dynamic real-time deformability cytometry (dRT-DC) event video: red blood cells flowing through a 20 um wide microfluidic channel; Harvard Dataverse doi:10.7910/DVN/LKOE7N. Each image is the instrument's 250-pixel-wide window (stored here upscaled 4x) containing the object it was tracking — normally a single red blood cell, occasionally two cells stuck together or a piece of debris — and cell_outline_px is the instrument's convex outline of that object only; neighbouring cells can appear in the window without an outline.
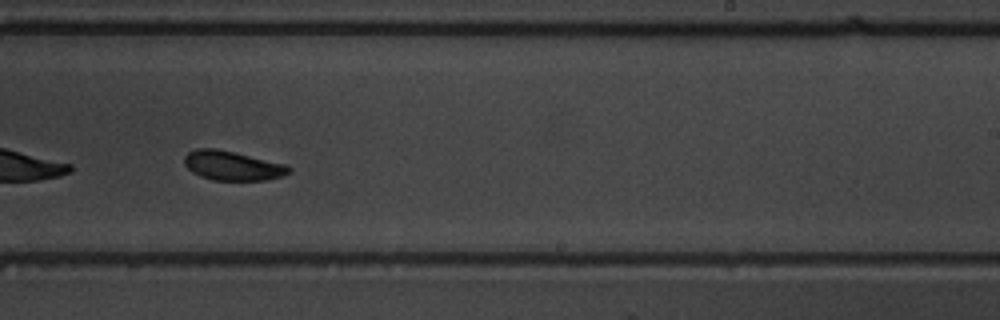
{"species": "common noctule bat (a hibernating species)", "species_latin": "Nyctalus noctula", "temperature_condition": "warm", "stored_images_in_passage": 46, "camera_frame_rate_fps": 3000, "um_per_image_px": 0.085, "animal": {"sex": "male", "body_mass_g": 19.5, "forearm_length_mm": 54.6}, "frame": {"image": 1, "passage_image": 27, "time_ms": 8.667, "image_size_px": [1000, 320], "cell_outline_px": [[292, 172], [284, 176], [268, 180], [212, 180], [200, 176], [192, 172], [184, 164], [184, 156], [188, 152], [196, 148], [216, 148], [284, 164], [292, 168]], "centroid_in_image_um": [19.75, 14.09], "position_along_channel_um": 269.2, "area_um2": 17.92}, "authors_computed_cell_mechanics": {"area_um2": 18.5538, "velocity_mm_per_s": 3.8813, "shape_relaxation_time_tau1_ms": 1.5486, "shape_relaxation_time_tau2_ms": 2.2078, "deformation_change_tau1": 0.1033, "deformation_change_tau2": 0.0598}}